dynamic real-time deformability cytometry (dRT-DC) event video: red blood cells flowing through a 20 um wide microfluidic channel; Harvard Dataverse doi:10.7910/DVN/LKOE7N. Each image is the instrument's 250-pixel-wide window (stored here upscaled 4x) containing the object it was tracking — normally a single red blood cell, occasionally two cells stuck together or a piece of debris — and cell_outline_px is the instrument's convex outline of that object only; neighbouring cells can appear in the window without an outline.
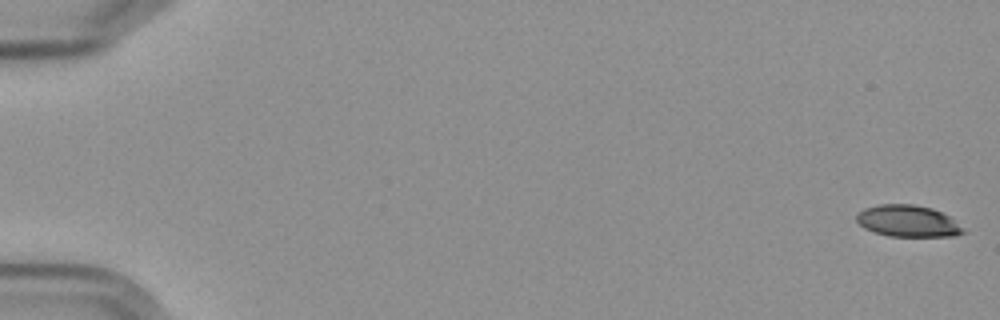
{"species": "Egyptian fruit bat (a non-hibernating species)", "species_latin": "Rousettus aegyptiacus", "temperature_condition": "cold", "stored_images_in_passage": 57, "camera_frame_rate_fps": 3000, "um_per_image_px": 0.085, "frame": {"image": 1, "passage_image": 1, "time_ms": 0.0, "image_size_px": [1000, 320], "cell_outline_px": [[968, 232], [952, 236], [888, 236], [864, 228], [856, 220], [856, 212], [864, 208], [880, 204], [912, 204], [932, 208], [948, 216], [964, 228]], "centroid_in_image_um": [77.15, 18.78], "position_along_channel_um": 7.8, "area_um2": 19.65}}
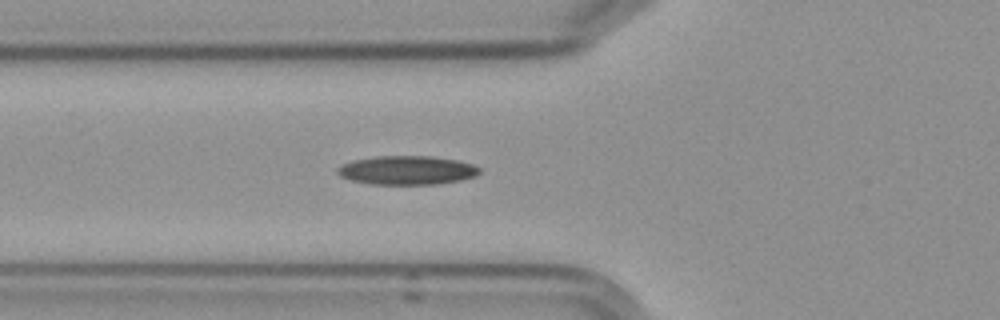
{"frame": {"image": 2, "passage_image": 22, "time_ms": 7.0, "image_size_px": [1000, 320], "cell_outline_px": [[480, 172], [476, 176], [460, 180], [436, 184], [372, 184], [352, 180], [340, 176], [336, 172], [336, 168], [352, 160], [376, 156], [432, 156], [456, 160], [472, 164], [480, 168]], "centroid_in_image_um": [34.59, 14.46], "position_along_channel_um": 91.2, "area_um2": 23.81}}
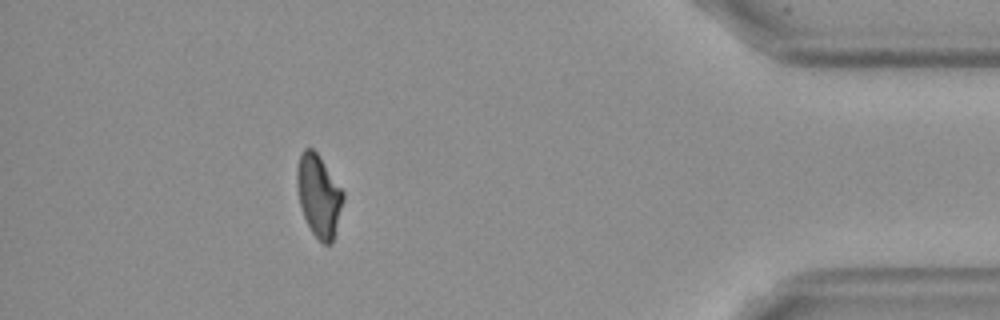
{"frame": {"image": 3, "passage_image": 52, "time_ms": 17.0, "image_size_px": [1000, 320], "cell_outline_px": [[344, 196], [332, 244], [324, 244], [312, 232], [304, 216], [300, 204], [296, 184], [296, 168], [300, 152], [304, 148], [312, 148], [320, 156], [344, 192]], "centroid_in_image_um": [27.07, 16.58], "position_along_channel_um": 408.1, "area_um2": 21.96}, "authors_computed_cell_mechanics": {"area_um2": 22.5998, "velocity_mm_per_s": 3.6077, "shape_relaxation_time_tau1_ms": 8.5487, "shape_relaxation_time_tau2_ms": 8.705, "deformation_change_tau1": 0.1881, "deformation_change_tau2": 0.1671}}